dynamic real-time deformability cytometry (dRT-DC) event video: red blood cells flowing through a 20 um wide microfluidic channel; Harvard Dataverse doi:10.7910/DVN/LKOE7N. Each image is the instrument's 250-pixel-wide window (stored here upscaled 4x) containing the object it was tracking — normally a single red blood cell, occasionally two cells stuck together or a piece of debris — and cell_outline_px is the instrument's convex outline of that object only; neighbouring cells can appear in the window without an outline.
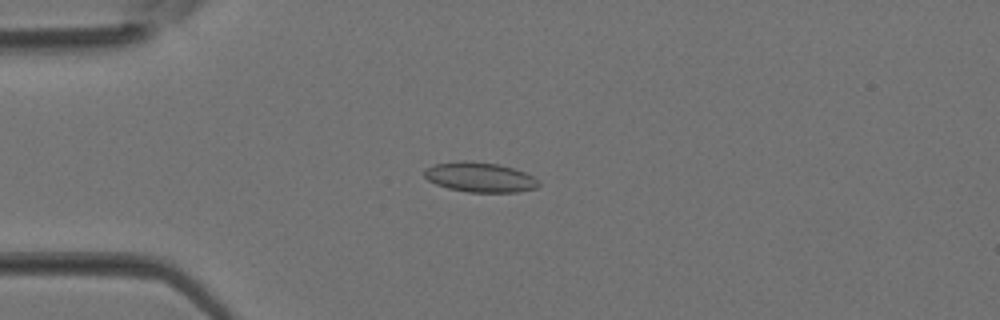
{"species": "Egyptian fruit bat (a non-hibernating species)", "species_latin": "Rousettus aegyptiacus", "temperature_condition": "room temperature", "stored_images_in_passage": 38, "camera_frame_rate_fps": 3000, "um_per_image_px": 0.085, "animal": {"sex": "female"}, "frame": {"image": 1, "passage_image": 10, "time_ms": 3.0, "image_size_px": [1000, 320], "cell_outline_px": [[540, 184], [536, 188], [516, 192], [468, 192], [448, 188], [436, 184], [428, 180], [424, 176], [424, 168], [436, 164], [460, 160], [472, 160], [500, 164], [524, 172], [532, 176]], "centroid_in_image_um": [40.76, 15.05], "position_along_channel_um": 44.2, "area_um2": 19.94}}
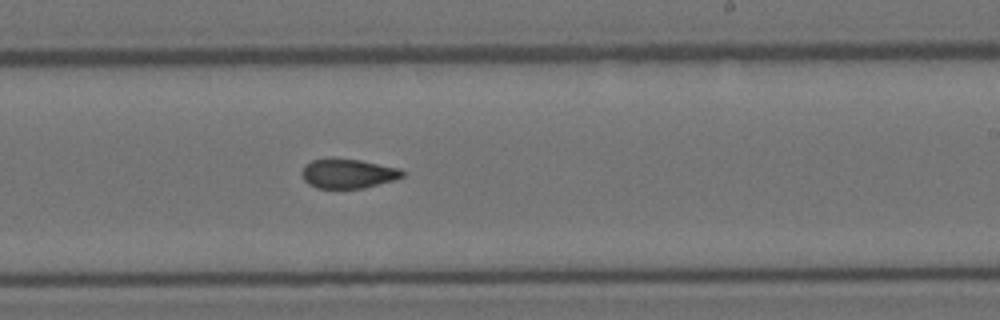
{"frame": {"image": 2, "passage_image": 23, "time_ms": 7.333, "image_size_px": [1000, 320], "cell_outline_px": [[404, 176], [392, 180], [364, 188], [316, 188], [308, 184], [304, 180], [300, 172], [304, 164], [312, 160], [328, 156], [332, 156], [360, 160], [400, 168], [404, 172]], "centroid_in_image_um": [29.51, 14.72], "position_along_channel_um": 259.5, "area_um2": 17.69}}
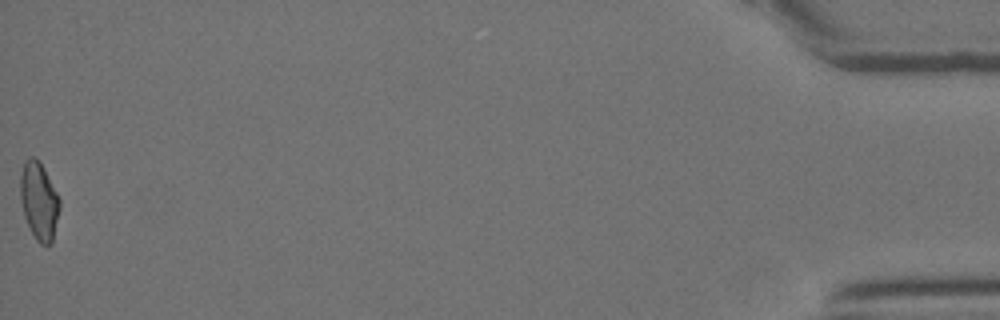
{"frame": {"image": 3, "passage_image": 38, "time_ms": 12.333, "image_size_px": [1000, 320], "cell_outline_px": [[60, 208], [52, 244], [40, 244], [36, 240], [24, 216], [20, 196], [20, 176], [24, 160], [32, 156], [36, 156], [44, 168], [60, 200]], "centroid_in_image_um": [3.31, 17.06], "position_along_channel_um": 431.9, "area_um2": 17.8}}